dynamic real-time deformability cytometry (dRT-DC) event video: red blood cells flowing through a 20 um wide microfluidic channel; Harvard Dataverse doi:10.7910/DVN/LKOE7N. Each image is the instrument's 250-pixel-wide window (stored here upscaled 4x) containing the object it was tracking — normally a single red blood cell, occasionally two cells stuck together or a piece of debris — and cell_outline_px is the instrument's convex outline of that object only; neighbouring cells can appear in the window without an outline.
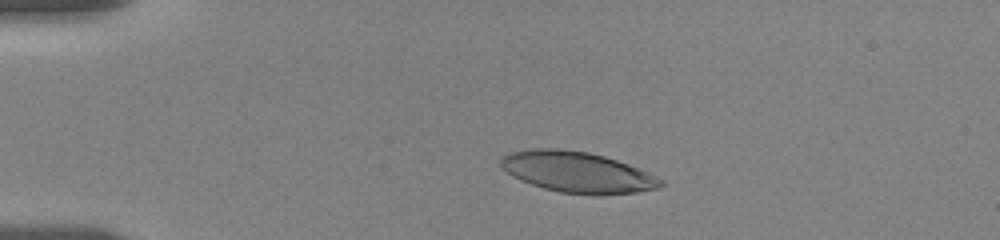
{"species": "human", "species_latin": "Homo sapiens", "temperature_condition": "room temperature", "stored_images_in_passage": 3, "camera_frame_rate_fps": 3000, "um_per_image_px": 0.085, "donor": {"sex": "female"}, "frame": {"image": 1, "passage_image": 1, "time_ms": 0.0, "image_size_px": [1000, 240], "cell_outline_px": [[664, 184], [656, 188], [636, 192], [560, 192], [544, 188], [520, 180], [512, 176], [500, 168], [500, 160], [504, 156], [512, 152], [532, 148], [556, 148], [588, 152], [604, 156], [628, 164], [648, 172], [664, 180]], "centroid_in_image_um": [49.01, 14.58], "position_along_channel_um": 36.0, "area_um2": 37.05}}